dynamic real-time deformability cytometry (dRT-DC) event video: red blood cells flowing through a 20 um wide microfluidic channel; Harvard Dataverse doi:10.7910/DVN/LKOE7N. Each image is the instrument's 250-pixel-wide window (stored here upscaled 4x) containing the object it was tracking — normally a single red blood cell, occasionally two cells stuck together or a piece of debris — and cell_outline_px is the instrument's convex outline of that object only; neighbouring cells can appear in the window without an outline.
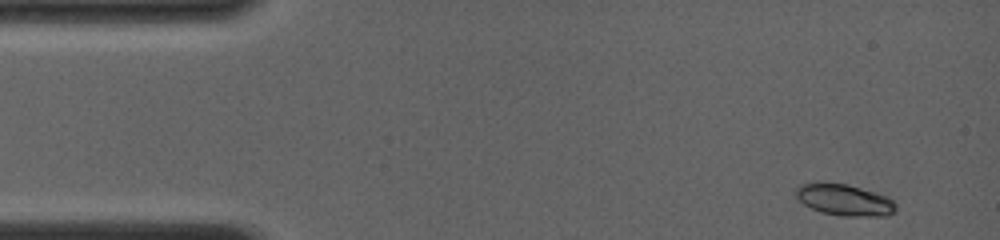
{"species": "common noctule bat (a hibernating species)", "species_latin": "Nyctalus noctula", "temperature_condition": "room temperature", "stored_images_in_passage": 12, "camera_frame_rate_fps": 4000, "um_per_image_px": 0.085, "animal": {"sex": "female", "body_mass_g": 19.0, "forearm_length_mm": 56.7}, "frame": {"image": 1, "passage_image": 1, "time_ms": 0.0, "image_size_px": [1000, 240], "cell_outline_px": [[896, 212], [884, 216], [840, 216], [820, 212], [804, 204], [792, 196], [796, 188], [800, 184], [816, 180], [820, 180], [848, 184], [888, 196], [896, 204]], "centroid_in_image_um": [71.7, 16.96], "position_along_channel_um": 13.3, "area_um2": 19.07}}
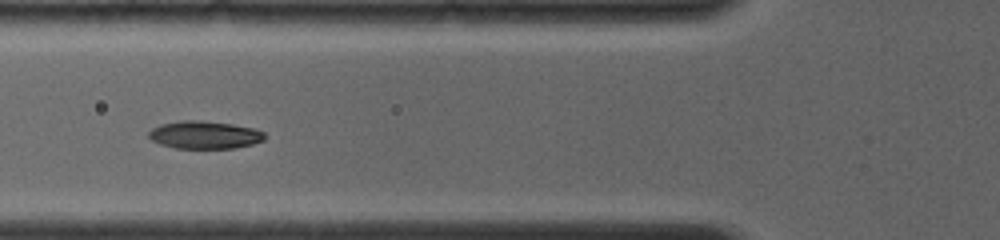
{"frame": {"image": 2, "passage_image": 9, "time_ms": 4.75, "image_size_px": [1000, 240], "cell_outline_px": [[264, 140], [252, 144], [236, 148], [176, 148], [160, 144], [152, 140], [148, 136], [148, 132], [152, 128], [160, 124], [180, 120], [200, 120], [232, 124], [252, 128], [264, 132]], "centroid_in_image_um": [17.36, 11.46], "position_along_channel_um": 108.4, "area_um2": 18.73}}
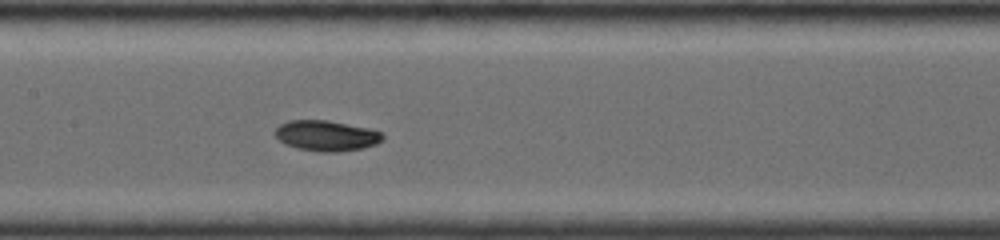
{"frame": {"image": 3, "passage_image": 12, "time_ms": 6.5, "image_size_px": [1000, 240], "cell_outline_px": [[384, 140], [376, 144], [364, 148], [336, 152], [316, 152], [296, 148], [284, 144], [272, 132], [280, 124], [288, 120], [328, 120], [368, 128], [380, 132], [384, 136]], "centroid_in_image_um": [27.72, 11.54], "position_along_channel_um": 179.7, "area_um2": 19.36}}